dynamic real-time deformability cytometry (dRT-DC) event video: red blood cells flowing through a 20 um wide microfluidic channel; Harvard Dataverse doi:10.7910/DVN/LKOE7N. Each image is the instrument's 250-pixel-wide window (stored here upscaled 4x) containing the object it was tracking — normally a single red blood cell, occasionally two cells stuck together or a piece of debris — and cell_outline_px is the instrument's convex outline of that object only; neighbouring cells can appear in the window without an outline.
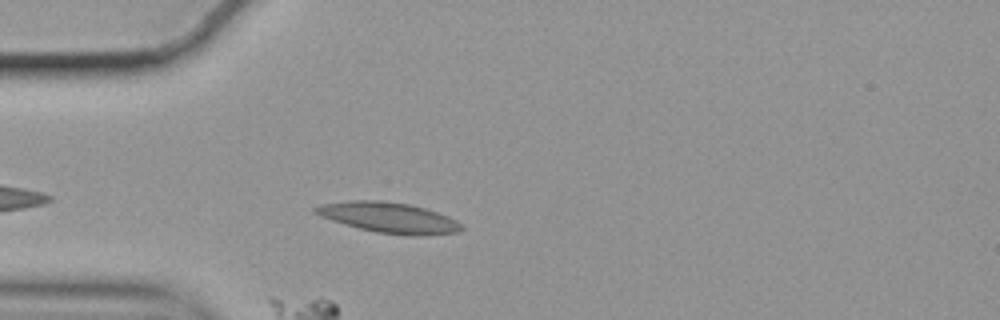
{"species": "common noctule bat (a hibernating species)", "species_latin": "Nyctalus noctula", "temperature_condition": "cold", "stored_images_in_passage": 38, "camera_frame_rate_fps": 3000, "um_per_image_px": 0.085, "animal": {"sex": "female", "body_mass_g": 19.9}, "frame": {"image": 1, "passage_image": 2, "time_ms": 0.333, "image_size_px": [1000, 320], "cell_outline_px": [[464, 228], [460, 232], [420, 236], [404, 236], [376, 232], [344, 224], [320, 216], [312, 212], [312, 208], [320, 204], [348, 200], [384, 200], [408, 204], [424, 208], [448, 216], [456, 220]], "centroid_in_image_um": [33.03, 18.5], "position_along_channel_um": 52.0, "area_um2": 26.18}}
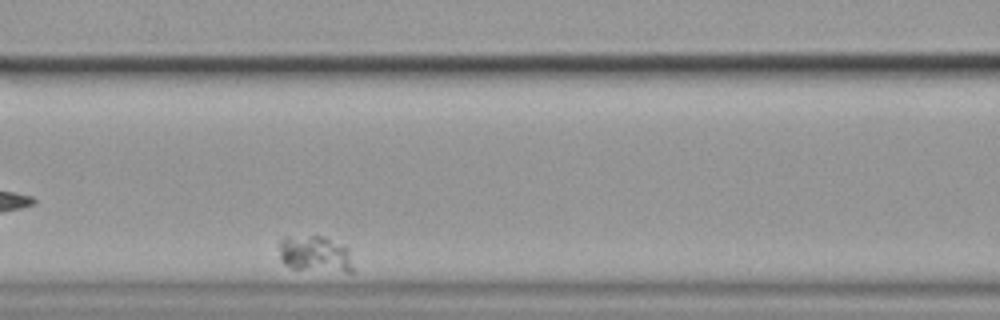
{"frame": {"image": 2, "passage_image": 13, "time_ms": 4.0, "image_size_px": [1000, 320], "cell_outline_px": [[352, 272], [344, 272], [292, 268], [284, 264], [280, 256], [280, 240], [284, 236], [320, 236], [348, 248], [352, 268]], "centroid_in_image_um": [26.75, 21.59], "position_along_channel_um": 139.9, "area_um2": 15.37}}
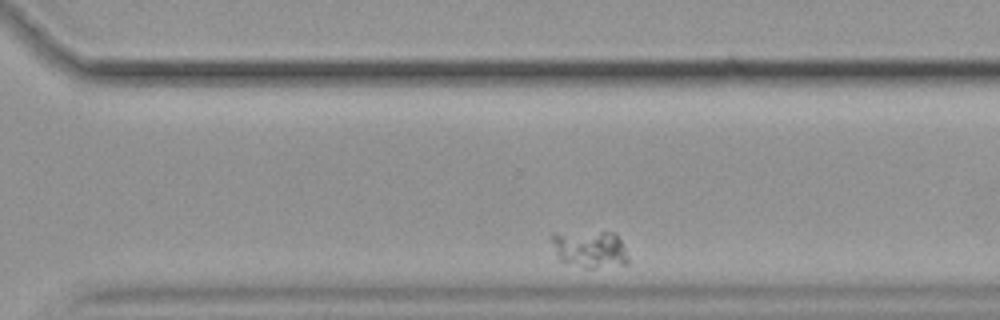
{"frame": {"image": 3, "passage_image": 33, "time_ms": 10.667, "image_size_px": [1000, 320], "cell_outline_px": [[628, 264], [592, 268], [584, 268], [560, 260], [556, 252], [552, 240], [552, 232], [612, 232], [620, 240], [628, 256]], "centroid_in_image_um": [50.14, 21.17], "position_along_channel_um": 320.5, "area_um2": 16.42}}